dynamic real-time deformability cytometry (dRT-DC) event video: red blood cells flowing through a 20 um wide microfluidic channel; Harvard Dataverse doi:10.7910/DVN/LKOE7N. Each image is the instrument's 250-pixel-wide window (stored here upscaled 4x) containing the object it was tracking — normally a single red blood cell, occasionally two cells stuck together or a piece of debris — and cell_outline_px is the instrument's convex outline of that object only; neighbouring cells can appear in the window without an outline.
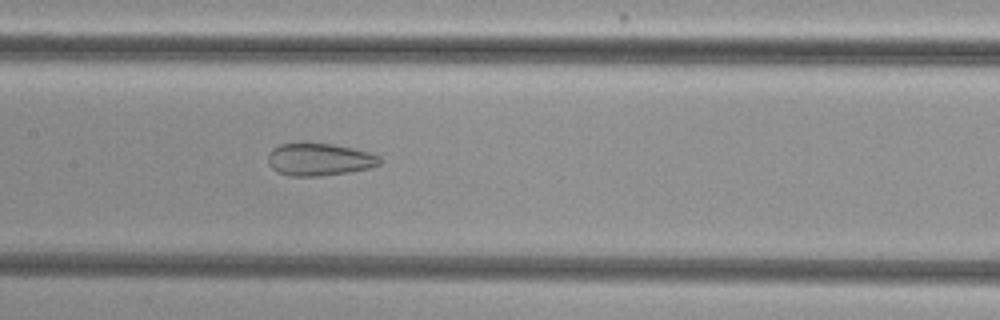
{"species": "common noctule bat (a hibernating species)", "species_latin": "Nyctalus noctula", "temperature_condition": "cold", "stored_images_in_passage": 54, "camera_frame_rate_fps": 3000, "um_per_image_px": 0.085, "animal": {"sex": "female", "body_mass_g": 29.2, "forearm_length_mm": 56.3}, "frame": {"image": 1, "passage_image": 26, "time_ms": 8.333, "image_size_px": [1000, 320], "cell_outline_px": [[380, 164], [368, 168], [348, 172], [320, 176], [288, 176], [276, 172], [268, 164], [268, 152], [272, 148], [280, 144], [300, 140], [332, 144], [352, 148], [368, 152], [380, 156]], "centroid_in_image_um": [27.06, 13.52], "position_along_channel_um": 180.3, "area_um2": 21.73}}
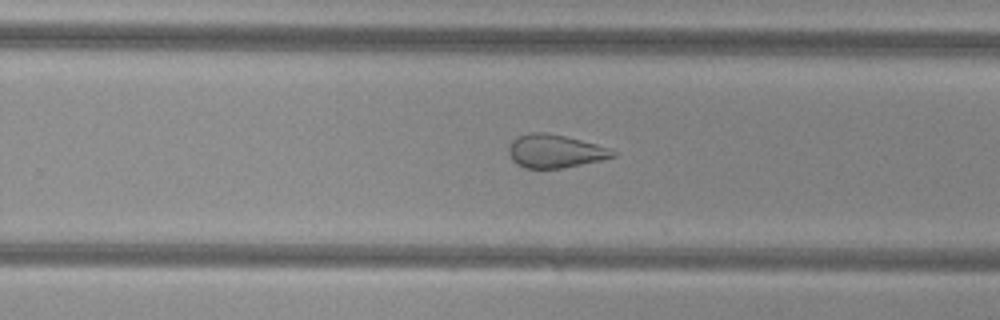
{"frame": {"image": 2, "passage_image": 34, "time_ms": 11.0, "image_size_px": [1000, 320], "cell_outline_px": [[616, 156], [600, 160], [560, 168], [524, 168], [516, 164], [512, 160], [508, 152], [508, 144], [516, 136], [532, 132], [548, 132], [596, 144], [616, 152]], "centroid_in_image_um": [47.1, 12.84], "position_along_channel_um": 282.7, "area_um2": 20.06}}
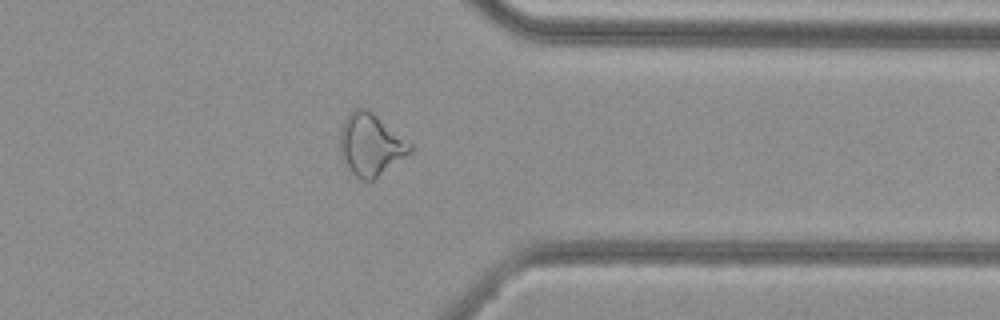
{"frame": {"image": 3, "passage_image": 42, "time_ms": 13.667, "image_size_px": [1000, 320], "cell_outline_px": [[412, 152], [372, 180], [360, 180], [348, 168], [340, 152], [340, 132], [344, 120], [356, 108], [368, 108], [412, 144]], "centroid_in_image_um": [31.51, 12.29], "position_along_channel_um": 379.9, "area_um2": 24.97}, "authors_computed_cell_mechanics": {"area_um2": 26.2123, "velocity_mm_per_s": 3.8464, "shape_relaxation_time_tau1_ms": null, "shape_relaxation_time_tau2_ms": 1.8942, "deformation_change_tau1": null, "deformation_change_tau2": 0.0985}}